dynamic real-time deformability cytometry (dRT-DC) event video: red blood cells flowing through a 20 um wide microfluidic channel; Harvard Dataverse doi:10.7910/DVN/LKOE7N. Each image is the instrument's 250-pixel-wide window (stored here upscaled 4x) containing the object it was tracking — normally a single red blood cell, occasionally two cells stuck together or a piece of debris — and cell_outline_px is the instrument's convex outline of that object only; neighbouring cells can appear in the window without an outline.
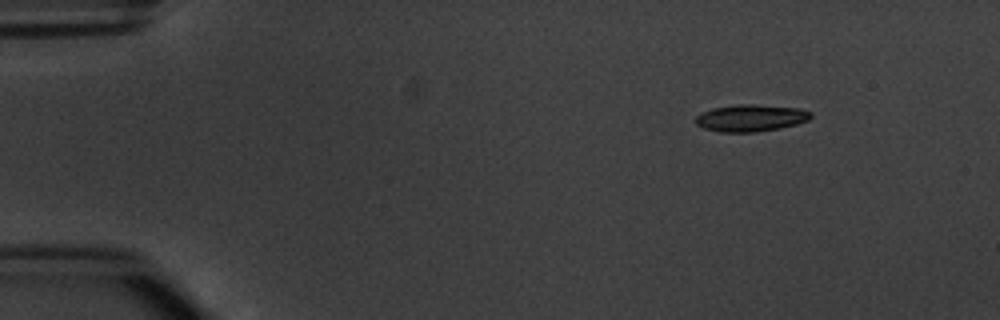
{"species": "common noctule bat (a hibernating species)", "species_latin": "Nyctalus noctula", "temperature_condition": "warm", "stored_images_in_passage": 6, "camera_frame_rate_fps": 3000, "um_per_image_px": 0.085, "animal": {"sex": "male", "body_mass_g": 20.1, "forearm_length_mm": 53.5}, "frame": {"image": 1, "passage_image": 2, "time_ms": 1.333, "image_size_px": [1000, 320], "cell_outline_px": [[812, 116], [808, 120], [796, 124], [780, 128], [756, 132], [720, 132], [704, 128], [696, 124], [692, 120], [700, 112], [712, 108], [740, 104], [752, 104], [800, 108], [812, 112]], "centroid_in_image_um": [63.78, 10.02], "position_along_channel_um": 21.2, "area_um2": 18.26}}
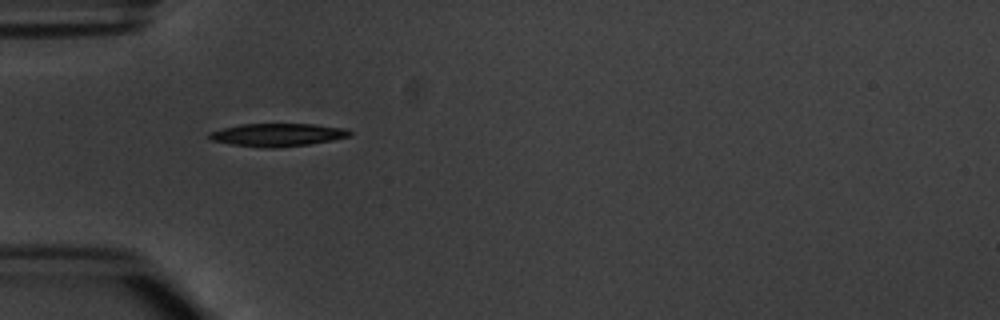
{"frame": {"image": 2, "passage_image": 5, "time_ms": 4.667, "image_size_px": [1000, 320], "cell_outline_px": [[352, 132], [348, 136], [332, 140], [308, 144], [276, 148], [264, 148], [232, 144], [212, 140], [208, 136], [208, 132], [240, 124], [312, 124], [348, 128]], "centroid_in_image_um": [23.59, 11.45], "position_along_channel_um": 61.4, "area_um2": 18.67}}